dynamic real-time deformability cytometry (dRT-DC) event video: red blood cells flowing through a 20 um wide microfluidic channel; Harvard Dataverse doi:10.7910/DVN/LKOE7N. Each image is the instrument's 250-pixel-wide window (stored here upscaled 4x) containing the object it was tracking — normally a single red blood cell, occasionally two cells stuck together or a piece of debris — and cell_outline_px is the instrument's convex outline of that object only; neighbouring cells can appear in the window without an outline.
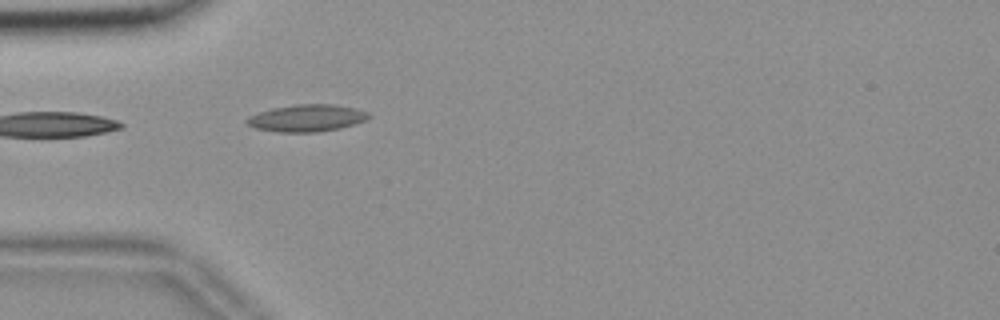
{"species": "common noctule bat (a hibernating species)", "species_latin": "Nyctalus noctula", "temperature_condition": "room temperature", "stored_images_in_passage": 37, "camera_frame_rate_fps": 3000, "um_per_image_px": 0.085, "animal": {"sex": "female", "body_mass_g": 18.4}, "frame": {"image": 1, "passage_image": 1, "time_ms": 0.0, "image_size_px": [1000, 320], "cell_outline_px": [[372, 116], [364, 120], [340, 128], [316, 132], [280, 132], [256, 128], [248, 124], [244, 120], [248, 116], [272, 108], [296, 104], [336, 104], [356, 108], [368, 112]], "centroid_in_image_um": [26.08, 10.02], "position_along_channel_um": 58.9, "area_um2": 19.13}}
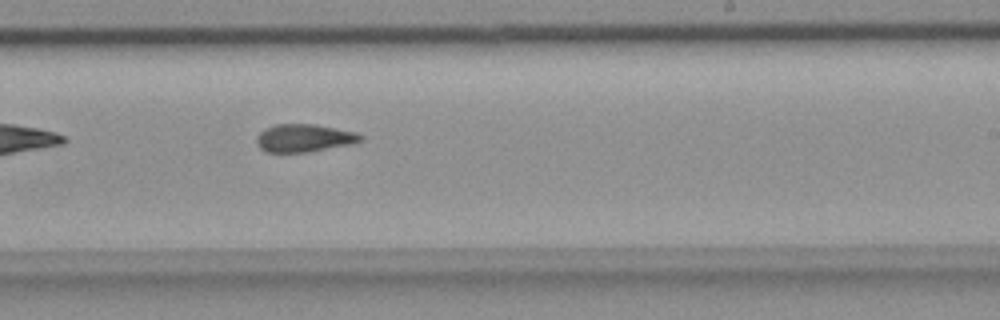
{"frame": {"image": 2, "passage_image": 18, "time_ms": 5.667, "image_size_px": [1000, 320], "cell_outline_px": [[364, 140], [352, 144], [308, 152], [264, 152], [260, 148], [256, 140], [260, 132], [264, 128], [276, 124], [316, 124], [356, 132], [364, 136]], "centroid_in_image_um": [25.88, 11.73], "position_along_channel_um": 263.1, "area_um2": 16.99}}
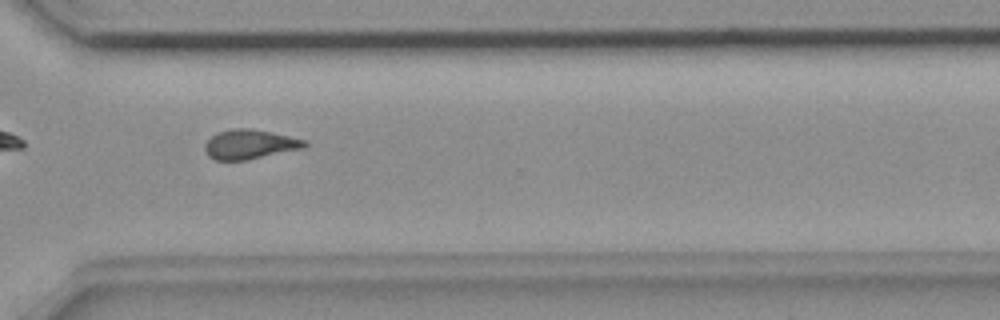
{"frame": {"image": 3, "passage_image": 25, "time_ms": 8.0, "image_size_px": [1000, 320], "cell_outline_px": [[308, 144], [304, 148], [244, 160], [216, 160], [208, 156], [204, 148], [204, 144], [216, 132], [232, 128], [248, 128], [308, 140]], "centroid_in_image_um": [21.21, 12.26], "position_along_channel_um": 349.4, "area_um2": 16.99}, "authors_computed_cell_mechanics": {"area_um2": 16.9354, "velocity_mm_per_s": 3.684, "shape_relaxation_time_tau1_ms": null, "shape_relaxation_time_tau2_ms": 2.9197, "deformation_change_tau1": null, "deformation_change_tau2": 0.0967}}